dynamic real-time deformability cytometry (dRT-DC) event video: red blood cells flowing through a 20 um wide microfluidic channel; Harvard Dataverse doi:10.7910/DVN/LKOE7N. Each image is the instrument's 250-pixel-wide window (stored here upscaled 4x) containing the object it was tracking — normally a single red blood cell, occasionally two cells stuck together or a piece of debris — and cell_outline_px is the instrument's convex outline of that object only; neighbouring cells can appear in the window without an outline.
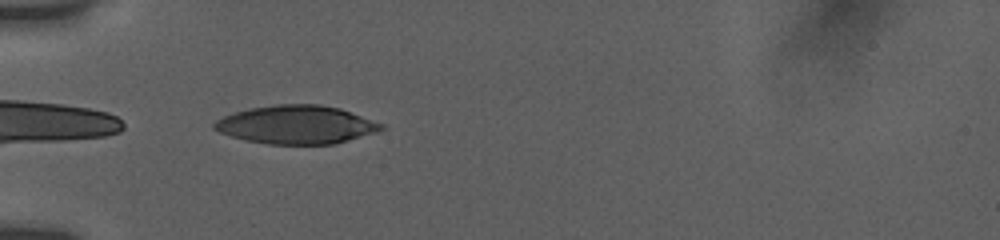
{"species": "human", "species_latin": "Homo sapiens", "temperature_condition": "room temperature", "stored_images_in_passage": 8, "camera_frame_rate_fps": 3000, "um_per_image_px": 0.085, "donor": {"sex": "female"}, "frame": {"image": 1, "passage_image": 1, "time_ms": 0.0, "image_size_px": [1000, 240], "cell_outline_px": [[388, 128], [376, 132], [336, 144], [268, 144], [244, 140], [220, 132], [212, 128], [212, 124], [216, 120], [224, 116], [248, 108], [276, 104], [320, 104], [340, 108], [384, 124]], "centroid_in_image_um": [25.21, 10.6], "position_along_channel_um": 59.8, "area_um2": 37.51}}
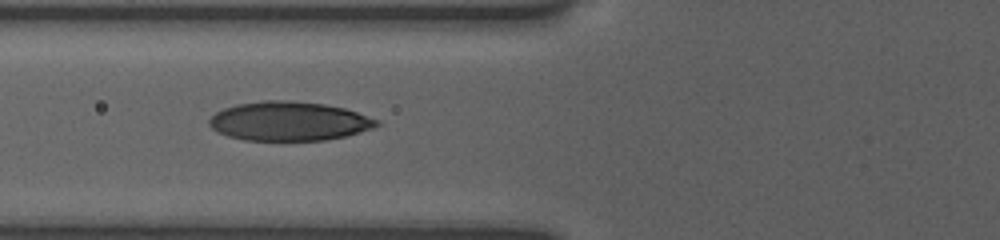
{"frame": {"image": 2, "passage_image": 7, "time_ms": 1.333, "image_size_px": [1000, 240], "cell_outline_px": [[380, 124], [372, 128], [348, 136], [324, 140], [244, 140], [228, 136], [216, 132], [208, 124], [208, 120], [216, 112], [224, 108], [236, 104], [264, 100], [288, 100], [324, 104], [344, 108], [380, 120]], "centroid_in_image_um": [24.55, 10.3], "position_along_channel_um": 101.2, "area_um2": 38.26}}